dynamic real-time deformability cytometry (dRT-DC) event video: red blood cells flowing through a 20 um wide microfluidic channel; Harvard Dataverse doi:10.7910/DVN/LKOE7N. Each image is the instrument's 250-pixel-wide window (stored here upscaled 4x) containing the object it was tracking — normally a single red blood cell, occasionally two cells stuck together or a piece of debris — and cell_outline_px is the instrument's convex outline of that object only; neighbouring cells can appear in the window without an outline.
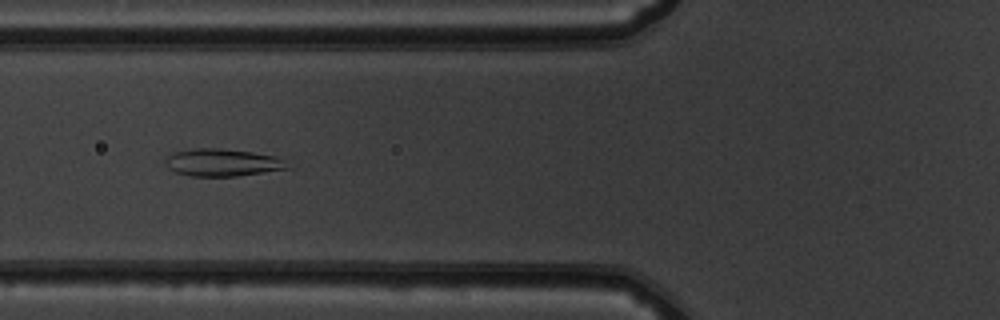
{"species": "common noctule bat (a hibernating species)", "species_latin": "Nyctalus noctula", "temperature_condition": "warm", "stored_images_in_passage": 52, "segment_of_instrument_passage": [1, 2], "camera_frame_rate_fps": 3000, "um_per_image_px": 0.085, "animal": {"sex": "male", "body_mass_g": 19.5, "forearm_length_mm": 54.6}, "frame": {"image": 1, "passage_image": 19, "time_ms": 6.0, "image_size_px": [1000, 320], "cell_outline_px": [[292, 168], [236, 176], [188, 176], [176, 172], [168, 168], [164, 164], [164, 160], [172, 152], [192, 148], [220, 148], [252, 152], [272, 156], [284, 160]], "centroid_in_image_um": [18.85, 13.81], "position_along_channel_um": 106.9, "area_um2": 19.59}}
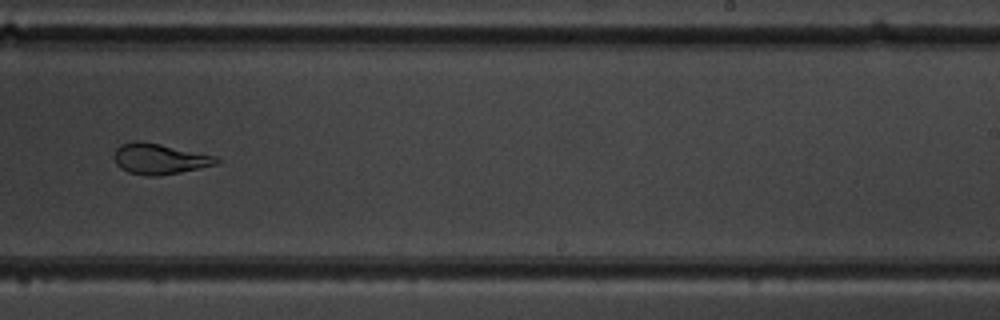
{"frame": {"image": 2, "passage_image": 32, "time_ms": 10.333, "image_size_px": [1000, 320], "cell_outline_px": [[220, 160], [216, 164], [200, 168], [160, 176], [148, 176], [128, 172], [120, 168], [116, 164], [112, 156], [116, 148], [120, 144], [132, 140], [140, 140], [160, 144], [216, 156]], "centroid_in_image_um": [13.49, 13.49], "position_along_channel_um": 275.5, "area_um2": 18.44}}
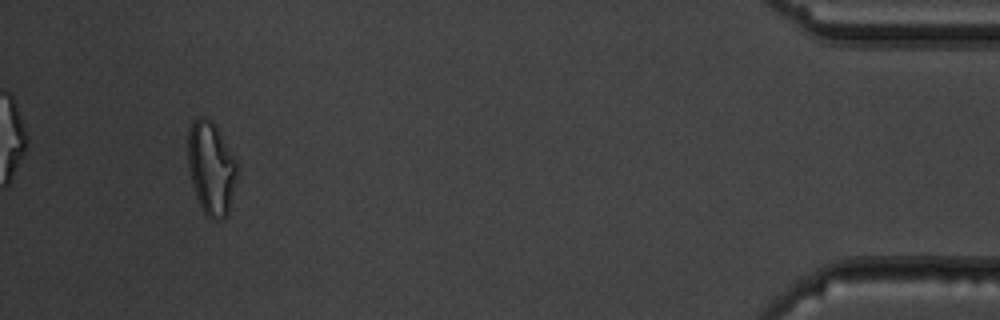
{"frame": {"image": 3, "passage_image": 48, "time_ms": 15.667, "image_size_px": [1000, 320], "cell_outline_px": [[236, 176], [228, 212], [224, 216], [212, 220], [208, 220], [196, 196], [192, 184], [188, 164], [188, 128], [200, 116], [204, 116], [216, 128], [236, 160]], "centroid_in_image_um": [17.92, 14.31], "position_along_channel_um": 417.3, "area_um2": 25.89}}